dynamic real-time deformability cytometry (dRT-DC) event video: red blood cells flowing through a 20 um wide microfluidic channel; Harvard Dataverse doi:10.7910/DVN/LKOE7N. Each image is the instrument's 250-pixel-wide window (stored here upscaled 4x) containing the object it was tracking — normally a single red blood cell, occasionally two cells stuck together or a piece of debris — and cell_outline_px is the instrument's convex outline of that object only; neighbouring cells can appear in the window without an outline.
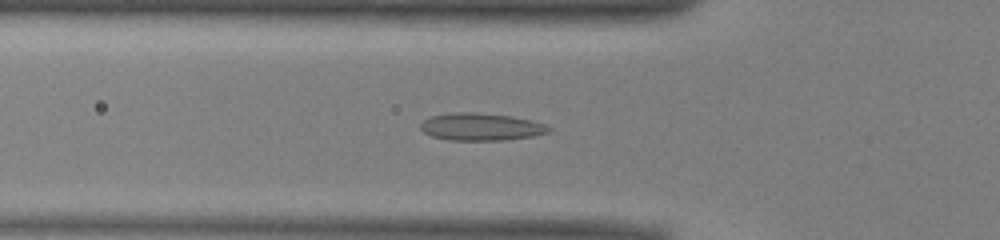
{"species": "common noctule bat (a hibernating species)", "species_latin": "Nyctalus noctula", "temperature_condition": "warm", "stored_images_in_passage": 51, "camera_frame_rate_fps": 3000, "um_per_image_px": 0.085, "animal": {"sex": "male", "body_mass_g": 13.0, "forearm_length_mm": 53.1}, "frame": {"image": 1, "passage_image": 17, "time_ms": 5.333, "image_size_px": [1000, 240], "cell_outline_px": [[552, 132], [532, 136], [504, 140], [448, 140], [432, 136], [424, 132], [420, 128], [420, 124], [424, 120], [432, 116], [456, 112], [472, 112], [512, 116], [532, 120], [544, 124], [552, 128]], "centroid_in_image_um": [40.92, 10.78], "position_along_channel_um": 84.9, "area_um2": 20.46}}
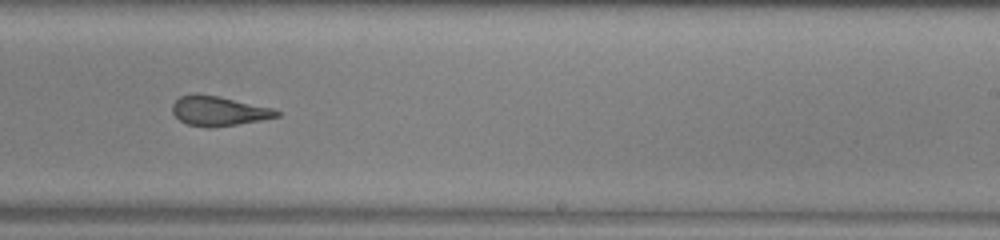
{"frame": {"image": 2, "passage_image": 31, "time_ms": 10.0, "image_size_px": [1000, 240], "cell_outline_px": [[280, 116], [260, 120], [236, 124], [208, 128], [188, 124], [180, 120], [172, 112], [172, 104], [180, 96], [192, 92], [196, 92], [220, 96], [272, 108], [280, 112]], "centroid_in_image_um": [18.54, 9.41], "position_along_channel_um": 270.5, "area_um2": 18.09}}
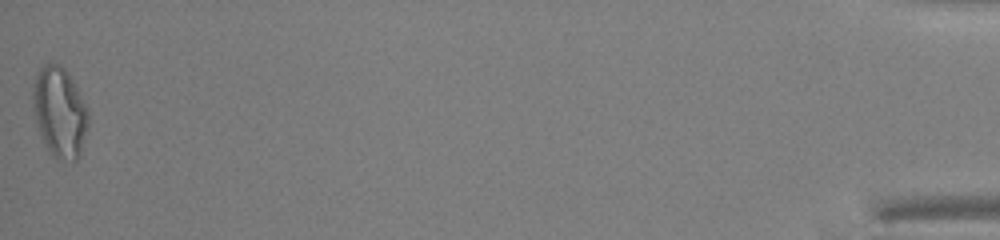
{"frame": {"image": 3, "passage_image": 51, "time_ms": 16.667, "image_size_px": [1000, 240], "cell_outline_px": [[88, 128], [80, 156], [76, 160], [56, 160], [44, 148], [36, 124], [32, 108], [32, 84], [40, 68], [44, 64], [60, 64], [68, 72], [88, 108]], "centroid_in_image_um": [5.05, 9.58], "position_along_channel_um": 430.2, "area_um2": 29.82}, "authors_computed_cell_mechanics": {"area_um2": 20.3456, "velocity_mm_per_s": 3.9676, "shape_relaxation_time_tau1_ms": null, "shape_relaxation_time_tau2_ms": 2.2011, "deformation_change_tau1": null, "deformation_change_tau2": 0.1128}}